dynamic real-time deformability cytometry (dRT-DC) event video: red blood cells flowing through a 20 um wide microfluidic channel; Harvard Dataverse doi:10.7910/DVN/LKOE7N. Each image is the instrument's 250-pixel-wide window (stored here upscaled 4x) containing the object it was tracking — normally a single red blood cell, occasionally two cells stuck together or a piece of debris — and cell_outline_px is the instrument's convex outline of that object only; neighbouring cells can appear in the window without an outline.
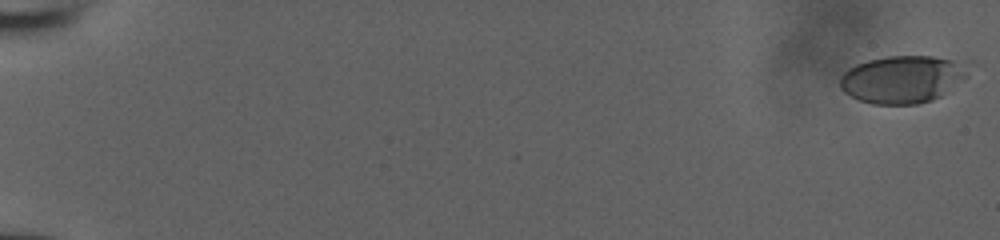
{"species": "human", "species_latin": "Homo sapiens", "temperature_condition": "room temperature", "stored_images_in_passage": 53, "camera_frame_rate_fps": 3000, "um_per_image_px": 0.085, "donor": {"sex": "male"}, "frame": {"image": 1, "passage_image": 1, "time_ms": 0.0, "image_size_px": [1000, 240], "cell_outline_px": [[968, 76], [940, 96], [932, 100], [916, 104], [872, 104], [860, 100], [844, 92], [840, 88], [840, 76], [848, 68], [856, 64], [868, 60], [888, 56], [932, 56], [952, 60], [964, 64]], "centroid_in_image_um": [76.66, 6.74], "position_along_channel_um": 8.3, "area_um2": 35.14}}
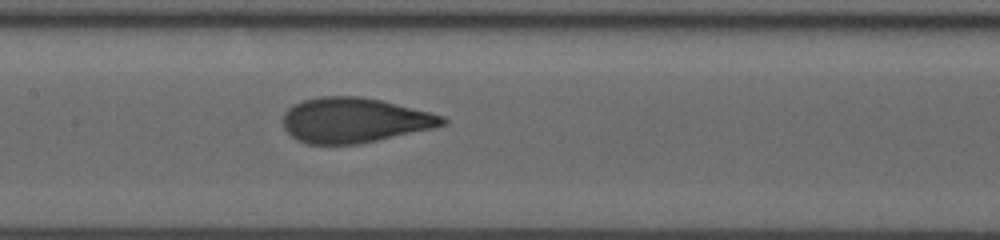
{"frame": {"image": 2, "passage_image": 29, "time_ms": 9.333, "image_size_px": [1000, 240], "cell_outline_px": [[448, 124], [432, 128], [360, 144], [308, 144], [296, 140], [284, 128], [284, 112], [288, 108], [304, 100], [320, 96], [360, 96], [380, 100], [444, 116], [448, 120]], "centroid_in_image_um": [30.11, 10.22], "position_along_channel_um": 177.3, "area_um2": 41.56}}
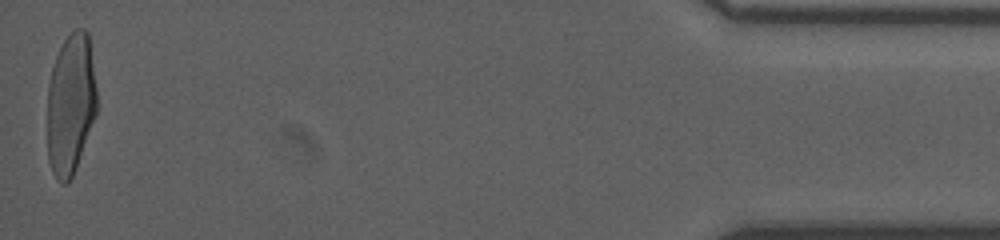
{"frame": {"image": 3, "passage_image": 53, "time_ms": 17.333, "image_size_px": [1000, 240], "cell_outline_px": [[96, 116], [76, 168], [68, 184], [60, 184], [56, 180], [52, 172], [48, 160], [48, 84], [52, 68], [56, 56], [64, 40], [76, 28], [84, 28], [88, 32], [96, 88]], "centroid_in_image_um": [6.0, 8.89], "position_along_channel_um": 429.2, "area_um2": 40.81}}